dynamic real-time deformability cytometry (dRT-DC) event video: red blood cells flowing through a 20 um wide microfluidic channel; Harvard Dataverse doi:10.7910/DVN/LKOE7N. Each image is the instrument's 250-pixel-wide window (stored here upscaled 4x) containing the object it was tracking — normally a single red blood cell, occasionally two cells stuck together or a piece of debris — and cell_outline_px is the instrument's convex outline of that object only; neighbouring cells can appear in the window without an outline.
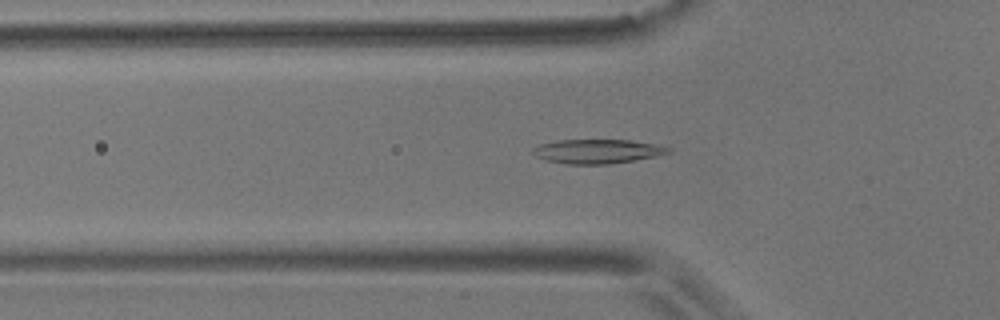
{"species": "common noctule bat (a hibernating species)", "species_latin": "Nyctalus noctula", "temperature_condition": "room temperature", "stored_images_in_passage": 39, "camera_frame_rate_fps": 3000, "um_per_image_px": 0.085, "animal": {"sex": "male", "body_mass_g": 17.9}, "frame": {"image": 1, "passage_image": 6, "time_ms": 1.667, "image_size_px": [1000, 320], "cell_outline_px": [[672, 152], [632, 160], [608, 164], [568, 164], [544, 160], [536, 156], [532, 152], [532, 148], [540, 144], [556, 140], [628, 140], [656, 144], [672, 148]], "centroid_in_image_um": [50.73, 12.86], "position_along_channel_um": 75.1, "area_um2": 18.96}}
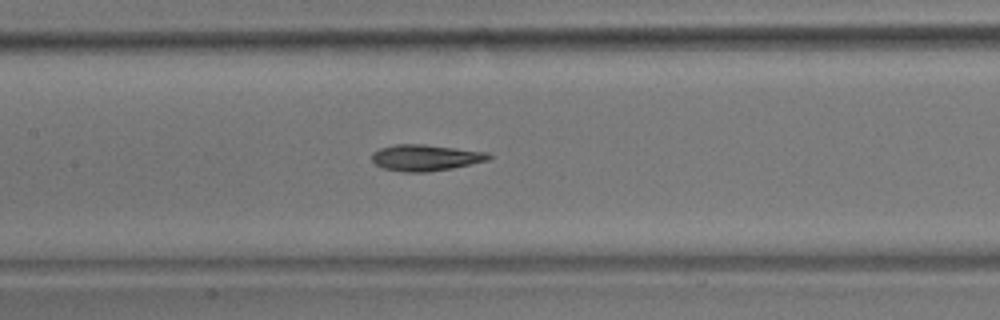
{"frame": {"image": 2, "passage_image": 14, "time_ms": 4.333, "image_size_px": [1000, 320], "cell_outline_px": [[492, 156], [488, 160], [452, 168], [428, 172], [404, 172], [384, 168], [376, 164], [372, 160], [372, 152], [380, 148], [396, 144], [424, 144], [488, 152]], "centroid_in_image_um": [36.16, 13.4], "position_along_channel_um": 171.2, "area_um2": 17.8}}
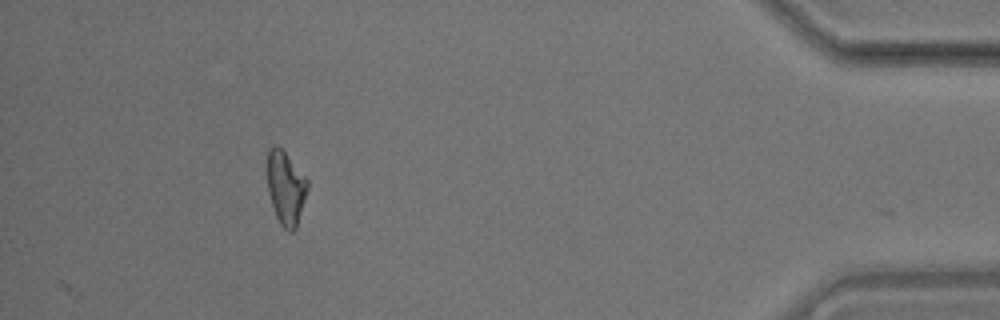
{"frame": {"image": 3, "passage_image": 39, "time_ms": 12.667, "image_size_px": [1000, 320], "cell_outline_px": [[308, 188], [296, 228], [292, 232], [288, 232], [280, 224], [276, 216], [268, 192], [268, 148], [272, 144], [276, 144], [284, 152], [308, 180]], "centroid_in_image_um": [24.28, 15.98], "position_along_channel_um": 410.9, "area_um2": 16.99}, "authors_computed_cell_mechanics": {"area_um2": 17.34, "velocity_mm_per_s": 3.5671, "shape_relaxation_time_tau1_ms": null, "shape_relaxation_time_tau2_ms": 2.6897, "deformation_change_tau1": null, "deformation_change_tau2": 0.0928}}